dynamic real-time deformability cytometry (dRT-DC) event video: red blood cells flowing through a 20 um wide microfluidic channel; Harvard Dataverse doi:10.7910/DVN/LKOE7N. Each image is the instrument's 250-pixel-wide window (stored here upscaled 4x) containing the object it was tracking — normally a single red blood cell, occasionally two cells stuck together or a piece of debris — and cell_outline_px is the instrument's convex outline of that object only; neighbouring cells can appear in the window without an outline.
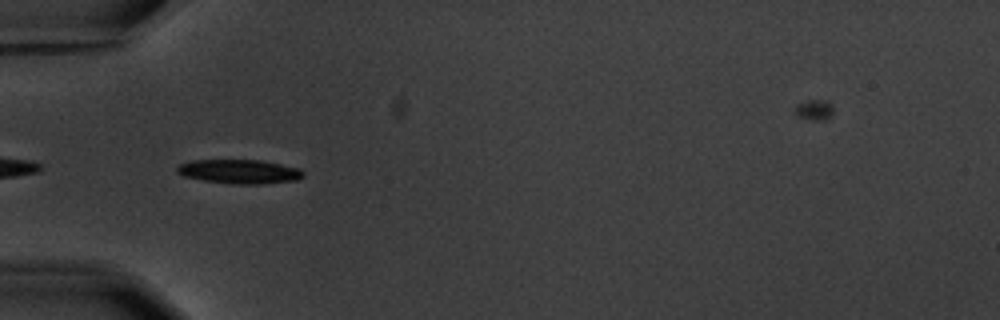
{"species": "common noctule bat (a hibernating species)", "species_latin": "Nyctalus noctula", "temperature_condition": "warm", "stored_images_in_passage": 3, "camera_frame_rate_fps": 3000, "um_per_image_px": 0.085, "animal": {"sex": "male", "body_mass_g": 20.1, "forearm_length_mm": 53.5}, "frame": {"image": 1, "passage_image": 2, "time_ms": 1.0, "image_size_px": [1000, 320], "cell_outline_px": [[304, 176], [296, 180], [260, 184], [232, 184], [204, 180], [184, 176], [176, 172], [176, 168], [180, 164], [192, 160], [260, 160], [300, 168], [304, 172]], "centroid_in_image_um": [20.36, 14.58], "position_along_channel_um": 64.6, "area_um2": 17.69}}
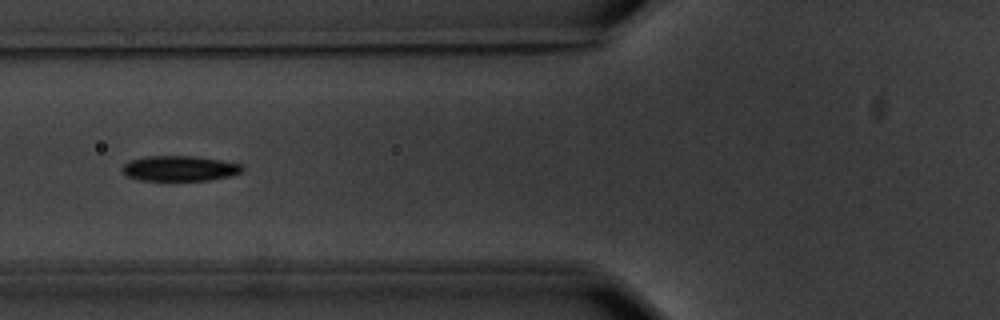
{"frame": {"image": 2, "passage_image": 3, "time_ms": 2.333, "image_size_px": [1000, 320], "cell_outline_px": [[244, 172], [232, 176], [208, 180], [140, 180], [124, 176], [124, 164], [128, 160], [144, 156], [196, 156], [244, 164]], "centroid_in_image_um": [15.31, 14.31], "position_along_channel_um": 110.5, "area_um2": 17.92}}